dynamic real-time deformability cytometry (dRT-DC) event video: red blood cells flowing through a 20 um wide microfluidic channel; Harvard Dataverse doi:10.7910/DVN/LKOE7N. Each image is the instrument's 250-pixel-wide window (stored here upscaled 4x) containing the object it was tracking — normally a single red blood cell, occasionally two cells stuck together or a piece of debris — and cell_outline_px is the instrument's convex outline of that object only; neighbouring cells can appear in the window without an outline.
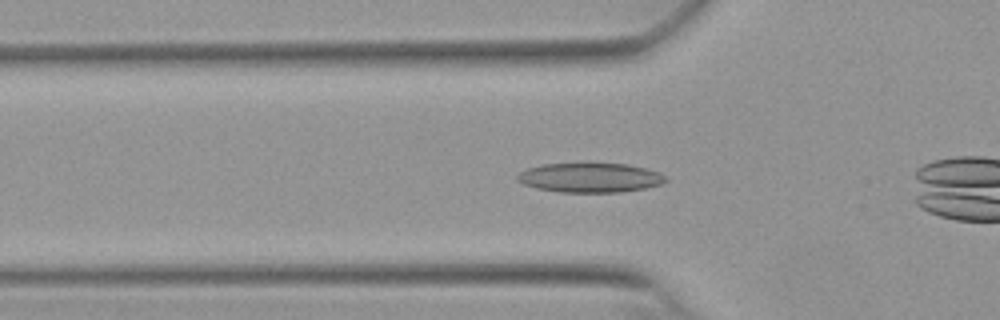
{"species": "Egyptian fruit bat (a non-hibernating species)", "species_latin": "Rousettus aegyptiacus", "temperature_condition": "warm", "stored_images_in_passage": 50, "camera_frame_rate_fps": 3000, "um_per_image_px": 0.085, "animal": {"sex": "female"}, "frame": {"image": 1, "passage_image": 14, "time_ms": 4.333, "image_size_px": [1000, 320], "cell_outline_px": [[668, 180], [660, 184], [644, 188], [620, 192], [560, 192], [536, 188], [524, 184], [516, 180], [516, 176], [520, 172], [528, 168], [544, 164], [628, 164], [660, 172], [668, 176]], "centroid_in_image_um": [50.17, 15.11], "position_along_channel_um": 75.6, "area_um2": 25.32}}
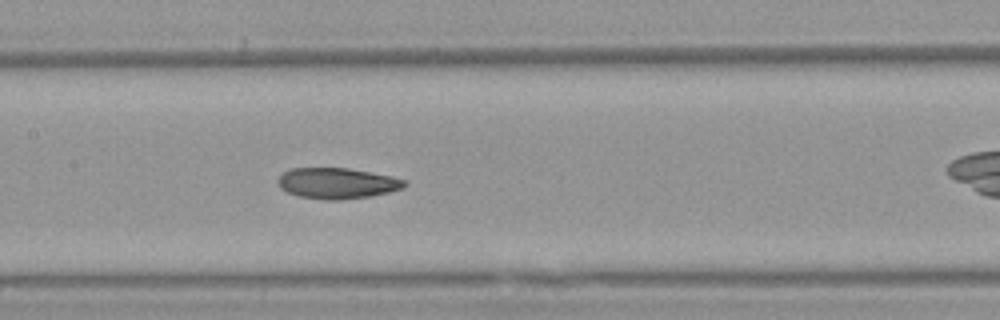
{"frame": {"image": 2, "passage_image": 22, "time_ms": 7.0, "image_size_px": [1000, 320], "cell_outline_px": [[408, 184], [404, 188], [388, 192], [368, 196], [340, 200], [328, 200], [300, 196], [288, 192], [280, 188], [276, 180], [284, 172], [292, 168], [348, 168], [392, 176], [404, 180]], "centroid_in_image_um": [28.65, 15.57], "position_along_channel_um": 178.7, "area_um2": 22.6}}
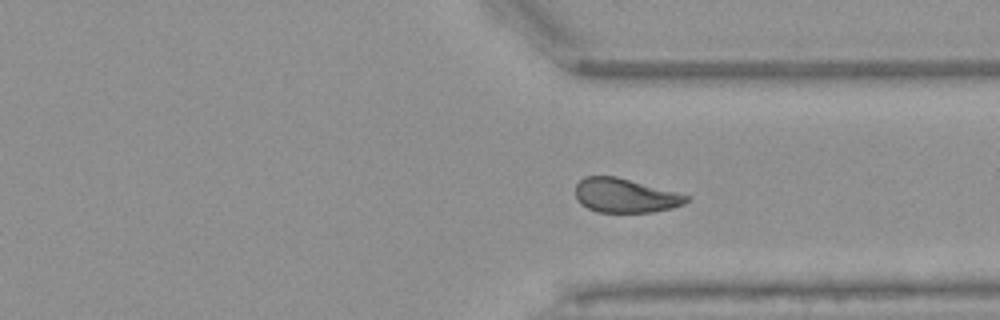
{"frame": {"image": 3, "passage_image": 36, "time_ms": 11.667, "image_size_px": [1000, 320], "cell_outline_px": [[688, 200], [684, 204], [672, 208], [652, 212], [596, 212], [580, 204], [576, 200], [576, 184], [584, 176], [616, 176], [676, 192], [688, 196]], "centroid_in_image_um": [53.1, 16.62], "position_along_channel_um": 358.3, "area_um2": 22.02}, "authors_computed_cell_mechanics": {"area_um2": 23.0044, "velocity_mm_per_s": 3.8505, "shape_relaxation_time_tau1_ms": 10.1718, "shape_relaxation_time_tau2_ms": 3.665, "deformation_change_tau1": 0.2376, "deformation_change_tau2": 0.1}}